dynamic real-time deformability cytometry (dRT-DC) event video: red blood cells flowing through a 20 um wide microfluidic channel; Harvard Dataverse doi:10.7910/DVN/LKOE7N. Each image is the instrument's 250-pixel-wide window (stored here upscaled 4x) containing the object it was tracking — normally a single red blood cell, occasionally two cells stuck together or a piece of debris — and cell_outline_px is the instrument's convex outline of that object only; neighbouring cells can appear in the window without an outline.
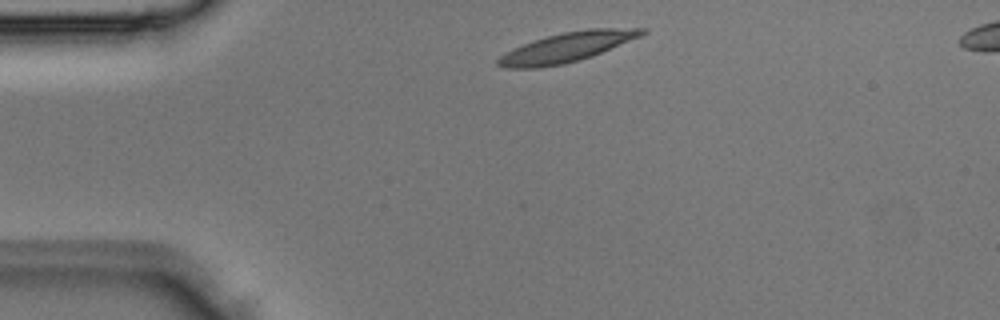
{"species": "Egyptian fruit bat (a non-hibernating species)", "species_latin": "Rousettus aegyptiacus", "temperature_condition": "room temperature", "stored_images_in_passage": 2, "camera_frame_rate_fps": 3000, "um_per_image_px": 0.085, "animal": {"sex": "male"}, "frame": {"image": 1, "passage_image": 1, "time_ms": 0.0, "image_size_px": [1000, 320], "cell_outline_px": [[648, 32], [640, 36], [592, 56], [580, 60], [564, 64], [540, 68], [504, 68], [496, 64], [496, 60], [504, 52], [524, 44], [548, 36], [564, 32], [588, 28], [648, 28]], "centroid_in_image_um": [48.18, 4.02], "position_along_channel_um": 36.8, "area_um2": 24.68}}